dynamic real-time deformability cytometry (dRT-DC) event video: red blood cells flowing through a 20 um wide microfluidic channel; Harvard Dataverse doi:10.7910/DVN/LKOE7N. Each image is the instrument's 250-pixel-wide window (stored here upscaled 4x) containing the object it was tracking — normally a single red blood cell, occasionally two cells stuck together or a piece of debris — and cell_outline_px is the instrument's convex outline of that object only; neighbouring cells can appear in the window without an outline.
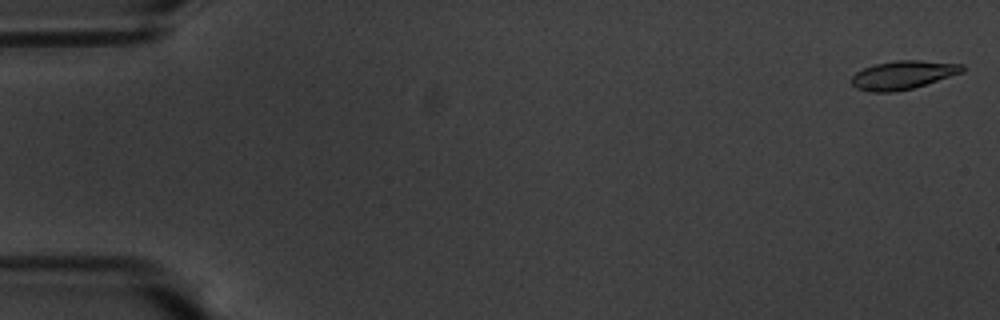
{"species": "common noctule bat (a hibernating species)", "species_latin": "Nyctalus noctula", "temperature_condition": "warm", "stored_images_in_passage": 57, "camera_frame_rate_fps": 3000, "um_per_image_px": 0.085, "animal": {"sex": "male", "body_mass_g": 20.1, "forearm_length_mm": 53.5}, "frame": {"image": 1, "passage_image": 1, "time_ms": 0.0, "image_size_px": [1000, 320], "cell_outline_px": [[964, 72], [912, 88], [892, 92], [868, 92], [856, 88], [852, 84], [852, 76], [856, 72], [864, 68], [876, 64], [896, 60], [920, 60], [964, 64]], "centroid_in_image_um": [76.75, 6.37], "position_along_channel_um": 8.2, "area_um2": 18.32}}
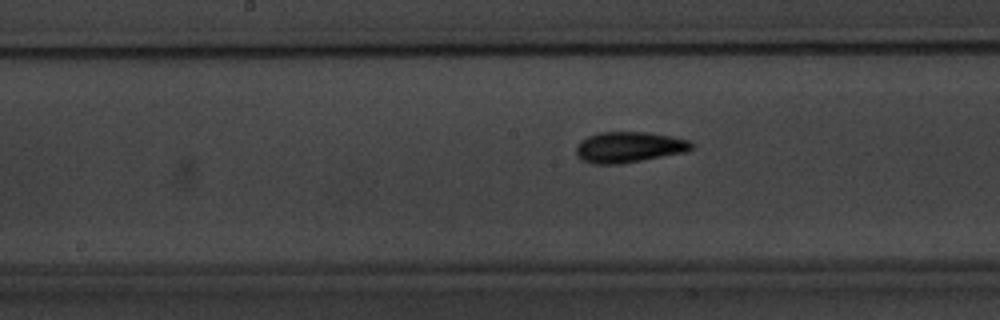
{"frame": {"image": 2, "passage_image": 29, "time_ms": 9.333, "image_size_px": [1000, 320], "cell_outline_px": [[692, 148], [684, 152], [620, 164], [592, 164], [576, 156], [576, 148], [580, 140], [588, 136], [600, 132], [648, 132], [672, 136], [688, 140], [692, 144]], "centroid_in_image_um": [53.42, 12.5], "position_along_channel_um": 194.8, "area_um2": 20.58}}
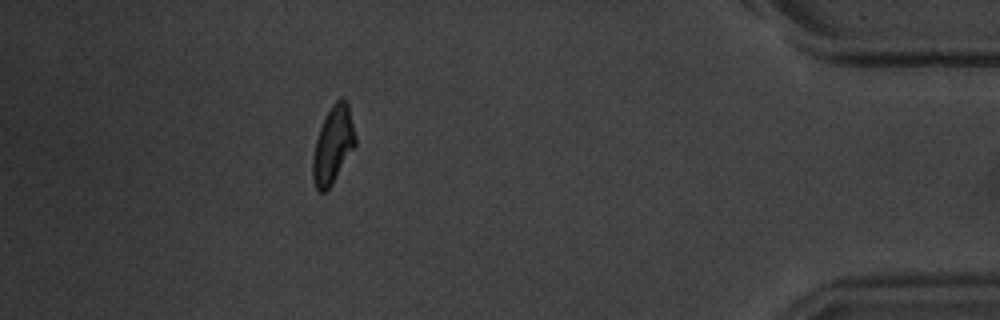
{"frame": {"image": 3, "passage_image": 51, "time_ms": 16.667, "image_size_px": [1000, 320], "cell_outline_px": [[356, 144], [332, 184], [324, 192], [320, 192], [316, 188], [312, 176], [312, 160], [316, 140], [320, 128], [332, 104], [340, 96], [348, 100], [356, 136]], "centroid_in_image_um": [28.32, 12.28], "position_along_channel_um": 406.9, "area_um2": 19.07}, "authors_computed_cell_mechanics": {"area_um2": 18.9006, "velocity_mm_per_s": 3.5495, "shape_relaxation_time_tau1_ms": 3.1132, "shape_relaxation_time_tau2_ms": 3.6678, "deformation_change_tau1": 0.1506, "deformation_change_tau2": 0.0826}}